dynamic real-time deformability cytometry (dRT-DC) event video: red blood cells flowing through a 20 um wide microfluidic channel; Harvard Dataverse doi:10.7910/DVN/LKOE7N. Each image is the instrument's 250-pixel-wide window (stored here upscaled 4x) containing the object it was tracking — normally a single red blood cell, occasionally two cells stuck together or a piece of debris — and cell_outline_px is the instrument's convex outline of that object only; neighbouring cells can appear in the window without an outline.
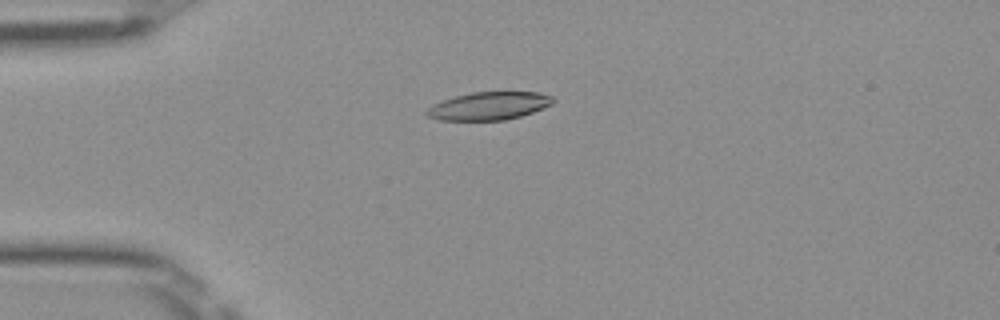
{"species": "Egyptian fruit bat (a non-hibernating species)", "species_latin": "Rousettus aegyptiacus", "temperature_condition": "room temperature", "stored_images_in_passage": 41, "camera_frame_rate_fps": 3000, "um_per_image_px": 0.085, "frame": {"image": 1, "passage_image": 3, "time_ms": 0.667, "image_size_px": [1000, 320], "cell_outline_px": [[556, 100], [552, 104], [532, 112], [520, 116], [504, 120], [440, 120], [424, 116], [424, 112], [432, 104], [456, 96], [472, 92], [540, 92], [552, 96]], "centroid_in_image_um": [41.54, 9.0], "position_along_channel_um": 43.5, "area_um2": 20.58}}
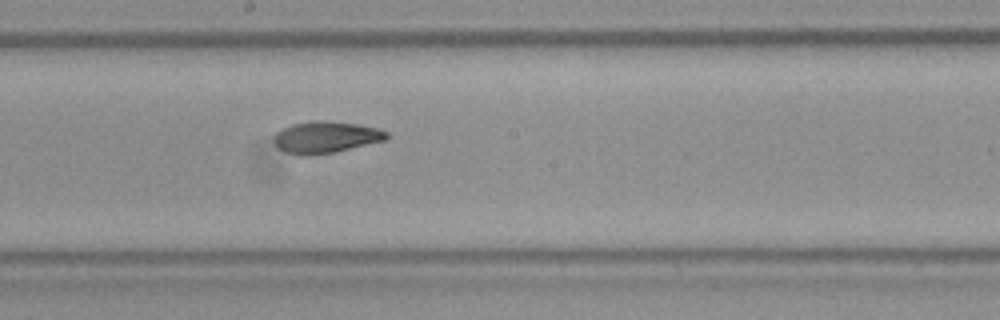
{"frame": {"image": 2, "passage_image": 18, "time_ms": 5.667, "image_size_px": [1000, 320], "cell_outline_px": [[388, 136], [384, 140], [336, 152], [308, 156], [300, 156], [284, 152], [272, 140], [272, 136], [276, 132], [292, 124], [316, 120], [324, 120], [356, 124], [376, 128], [388, 132]], "centroid_in_image_um": [27.64, 11.67], "position_along_channel_um": 220.6, "area_um2": 20.81}}
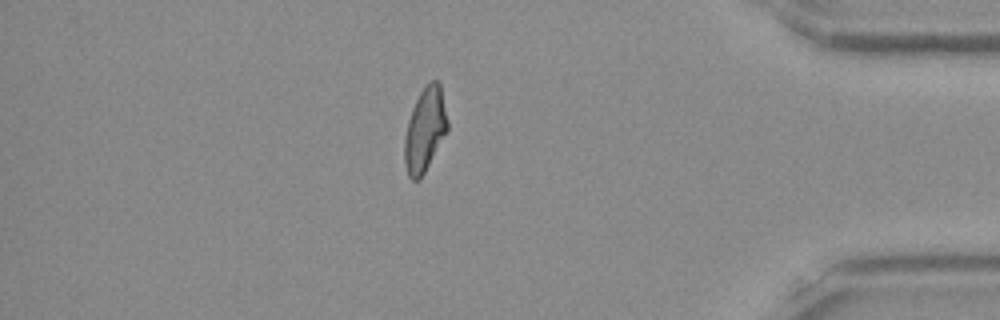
{"frame": {"image": 3, "passage_image": 34, "time_ms": 11.0, "image_size_px": [1000, 320], "cell_outline_px": [[448, 132], [420, 180], [412, 180], [408, 176], [404, 164], [404, 140], [408, 120], [412, 108], [420, 92], [432, 80], [436, 80], [440, 84], [448, 120]], "centroid_in_image_um": [36.12, 11.07], "position_along_channel_um": 399.1, "area_um2": 21.15}, "authors_computed_cell_mechanics": {"area_um2": 21.1548, "velocity_mm_per_s": 3.9972, "shape_relaxation_time_tau1_ms": 7.7087, "shape_relaxation_time_tau2_ms": 2.874, "deformation_change_tau1": 0.2029, "deformation_change_tau2": 0.0862}}